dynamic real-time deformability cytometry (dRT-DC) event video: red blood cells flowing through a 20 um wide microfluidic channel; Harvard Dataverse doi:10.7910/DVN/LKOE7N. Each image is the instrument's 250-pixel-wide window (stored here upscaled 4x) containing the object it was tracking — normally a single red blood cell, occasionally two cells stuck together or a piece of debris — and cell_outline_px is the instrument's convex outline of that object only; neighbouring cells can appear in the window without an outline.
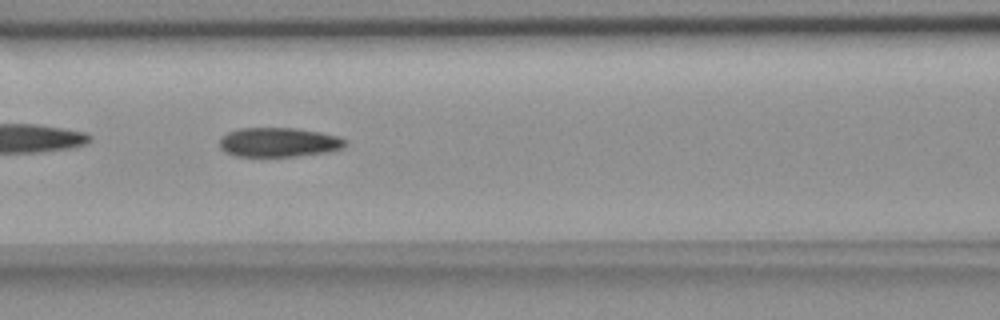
{"species": "common noctule bat (a hibernating species)", "species_latin": "Nyctalus noctula", "temperature_condition": "room temperature", "stored_images_in_passage": 8, "camera_frame_rate_fps": 3000, "um_per_image_px": 0.085, "animal": {"sex": "female", "body_mass_g": 18.4}, "frame": {"image": 1, "passage_image": 7, "time_ms": 7.333, "image_size_px": [1000, 320], "cell_outline_px": [[348, 140], [344, 148], [324, 152], [296, 156], [236, 156], [224, 152], [220, 148], [220, 136], [228, 132], [240, 128], [296, 128], [320, 132], [336, 136]], "centroid_in_image_um": [23.67, 12.09], "position_along_channel_um": 142.9, "area_um2": 21.5}}